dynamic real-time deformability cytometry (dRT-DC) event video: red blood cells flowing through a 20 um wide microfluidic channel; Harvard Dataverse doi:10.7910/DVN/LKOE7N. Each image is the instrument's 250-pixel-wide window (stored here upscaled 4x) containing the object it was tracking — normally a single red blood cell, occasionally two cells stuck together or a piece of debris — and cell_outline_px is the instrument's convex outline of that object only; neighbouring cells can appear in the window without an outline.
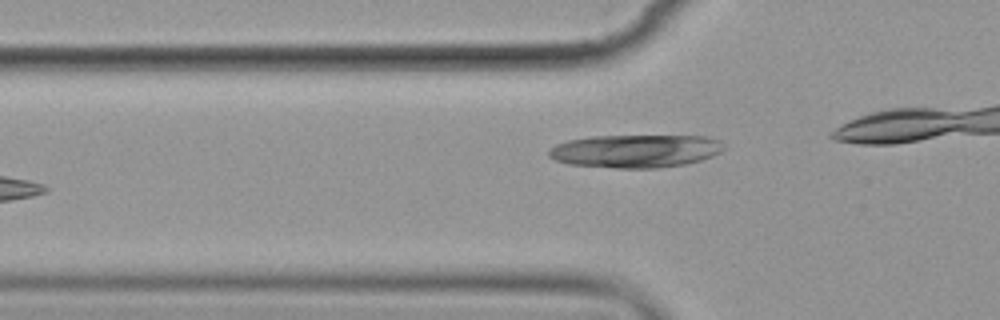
{"species": "common noctule bat (a hibernating species)", "species_latin": "Nyctalus noctula", "temperature_condition": "cold", "stored_images_in_passage": 7, "camera_frame_rate_fps": 3000, "um_per_image_px": 0.085, "animal": {"sex": "female", "body_mass_g": 19.9}, "frame": {"image": 1, "passage_image": 7, "time_ms": 7.667, "image_size_px": [1000, 320], "cell_outline_px": [[724, 148], [720, 152], [712, 156], [700, 160], [684, 164], [656, 168], [616, 168], [568, 164], [556, 160], [548, 156], [548, 148], [556, 144], [568, 140], [592, 136], [708, 136], [720, 140]], "centroid_in_image_um": [53.99, 12.83], "position_along_channel_um": 71.8, "area_um2": 33.76}}